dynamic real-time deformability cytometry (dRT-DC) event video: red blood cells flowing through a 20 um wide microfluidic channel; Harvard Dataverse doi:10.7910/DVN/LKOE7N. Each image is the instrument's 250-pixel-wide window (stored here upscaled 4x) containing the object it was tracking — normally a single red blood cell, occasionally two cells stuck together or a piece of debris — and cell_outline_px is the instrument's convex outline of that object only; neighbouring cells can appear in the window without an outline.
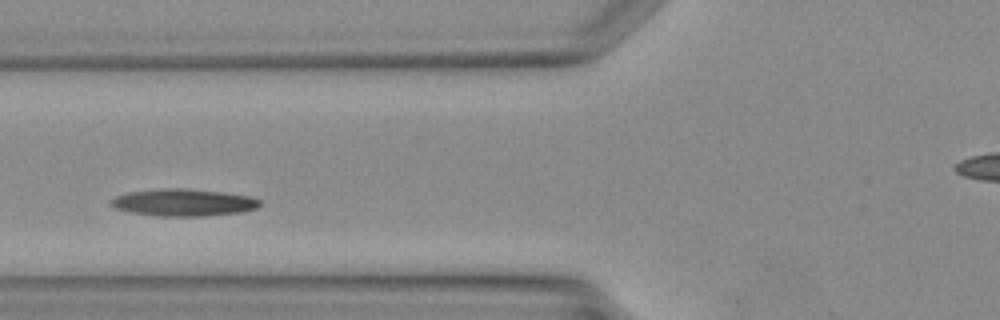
{"species": "Egyptian fruit bat (a non-hibernating species)", "species_latin": "Rousettus aegyptiacus", "temperature_condition": "warm", "stored_images_in_passage": 12, "camera_frame_rate_fps": 3000, "um_per_image_px": 0.085, "animal": {"sex": "female"}, "frame": {"image": 1, "passage_image": 5, "time_ms": 1.333, "image_size_px": [1000, 320], "cell_outline_px": [[260, 204], [256, 208], [240, 212], [204, 216], [156, 216], [128, 212], [116, 208], [108, 204], [116, 196], [128, 192], [156, 188], [184, 188], [220, 192], [252, 196], [260, 200]], "centroid_in_image_um": [15.56, 17.21], "position_along_channel_um": 110.2, "area_um2": 23.64}}
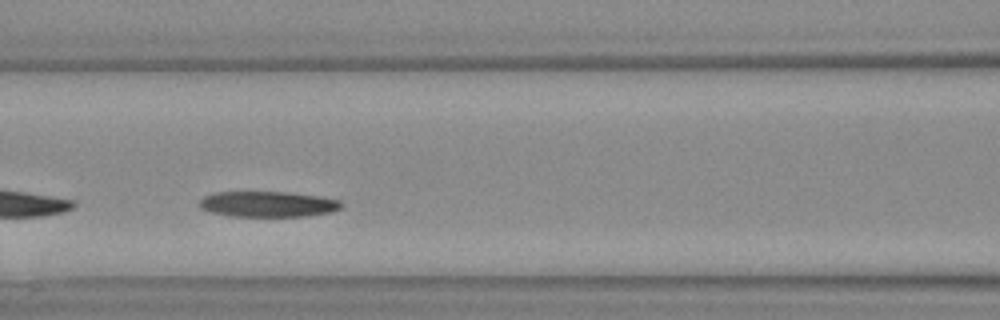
{"frame": {"image": 2, "passage_image": 7, "time_ms": 2.0, "image_size_px": [1000, 320], "cell_outline_px": [[344, 204], [340, 208], [332, 212], [308, 216], [228, 216], [208, 212], [200, 208], [200, 200], [204, 196], [216, 192], [288, 192], [320, 196], [340, 200]], "centroid_in_image_um": [22.78, 17.35], "position_along_channel_um": 143.8, "area_um2": 21.39}}